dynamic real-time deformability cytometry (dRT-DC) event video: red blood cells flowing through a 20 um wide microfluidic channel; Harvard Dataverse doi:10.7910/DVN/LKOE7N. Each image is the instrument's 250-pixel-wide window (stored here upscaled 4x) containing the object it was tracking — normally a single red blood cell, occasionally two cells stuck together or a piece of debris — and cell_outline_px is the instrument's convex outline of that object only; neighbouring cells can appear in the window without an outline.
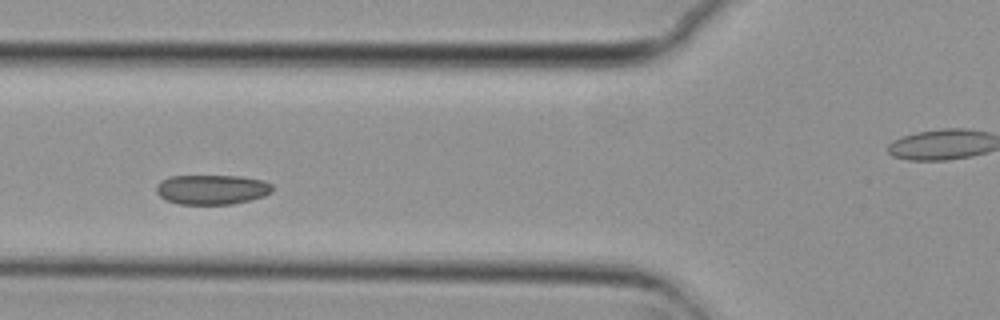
{"species": "common noctule bat (a hibernating species)", "species_latin": "Nyctalus noctula", "temperature_condition": "cold", "stored_images_in_passage": 53, "camera_frame_rate_fps": 3000, "um_per_image_px": 0.085, "animal": {"sex": "female", "body_mass_g": 29.2, "forearm_length_mm": 56.3}, "frame": {"image": 1, "passage_image": 17, "time_ms": 5.333, "image_size_px": [1000, 320], "cell_outline_px": [[272, 192], [264, 196], [232, 204], [180, 204], [164, 200], [156, 192], [156, 184], [160, 180], [172, 176], [240, 176], [264, 180], [272, 184]], "centroid_in_image_um": [17.99, 16.1], "position_along_channel_um": 107.8, "area_um2": 20.23}}
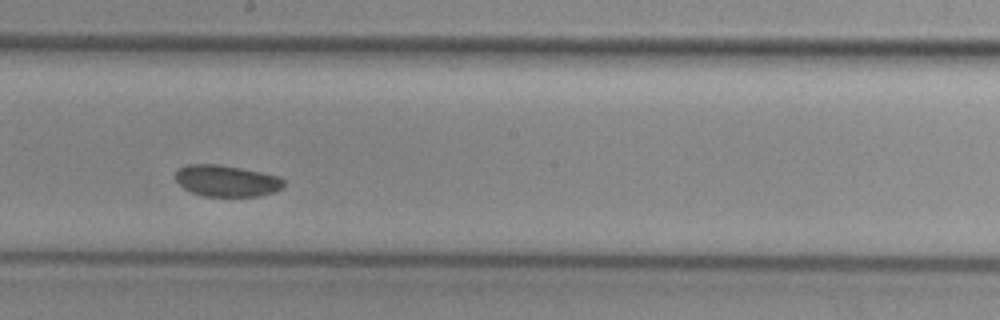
{"frame": {"image": 2, "passage_image": 27, "time_ms": 8.667, "image_size_px": [1000, 320], "cell_outline_px": [[284, 184], [276, 192], [260, 196], [204, 196], [192, 192], [184, 188], [176, 180], [176, 172], [180, 168], [188, 164], [220, 164], [280, 176], [284, 180]], "centroid_in_image_um": [19.28, 15.37], "position_along_channel_um": 228.9, "area_um2": 19.77}}
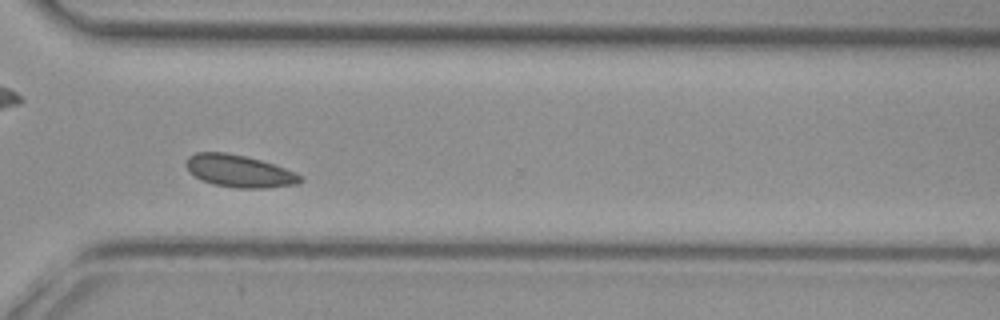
{"frame": {"image": 3, "passage_image": 37, "time_ms": 12.0, "image_size_px": [1000, 320], "cell_outline_px": [[304, 180], [296, 184], [264, 188], [236, 188], [212, 184], [200, 180], [188, 172], [184, 164], [188, 156], [196, 152], [224, 152], [244, 156], [260, 160], [296, 172], [304, 176]], "centroid_in_image_um": [20.3, 14.55], "position_along_channel_um": 350.3, "area_um2": 21.68}}